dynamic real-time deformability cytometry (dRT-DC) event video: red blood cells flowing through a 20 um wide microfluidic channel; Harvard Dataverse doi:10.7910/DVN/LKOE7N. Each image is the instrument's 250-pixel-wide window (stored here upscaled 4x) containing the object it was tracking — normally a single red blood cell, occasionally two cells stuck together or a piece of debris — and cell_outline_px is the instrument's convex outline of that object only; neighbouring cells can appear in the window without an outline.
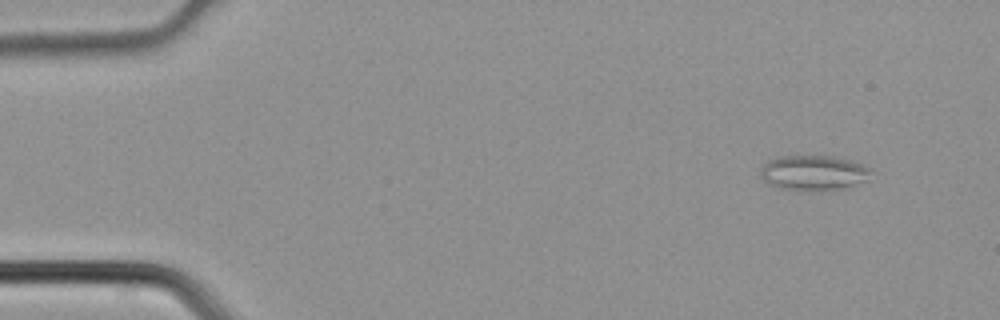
{"species": "common noctule bat (a hibernating species)", "species_latin": "Nyctalus noctula", "temperature_condition": "cold", "stored_images_in_passage": 4, "camera_frame_rate_fps": 3000, "um_per_image_px": 0.085, "animal": {"sex": "male", "body_mass_g": 21.5, "forearm_length_mm": 52.0}, "frame": {"image": 1, "passage_image": 2, "time_ms": 0.333, "image_size_px": [1000, 320], "cell_outline_px": [[872, 172], [868, 180], [844, 188], [800, 192], [780, 188], [768, 184], [760, 176], [760, 168], [768, 160], [784, 156], [832, 156], [852, 160], [872, 168]], "centroid_in_image_um": [69.16, 14.7], "position_along_channel_um": 15.8, "area_um2": 23.0}}
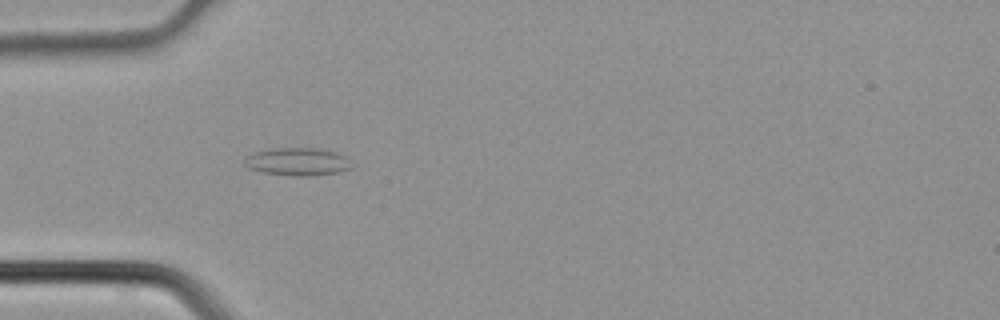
{"frame": {"image": 2, "passage_image": 4, "time_ms": 1.0, "image_size_px": [1000, 320], "cell_outline_px": [[352, 168], [340, 172], [308, 176], [296, 176], [264, 172], [248, 168], [244, 164], [244, 160], [248, 156], [256, 152], [272, 148], [316, 148], [336, 152], [348, 156]], "centroid_in_image_um": [25.34, 13.74], "position_along_channel_um": 59.7, "area_um2": 17.34}}